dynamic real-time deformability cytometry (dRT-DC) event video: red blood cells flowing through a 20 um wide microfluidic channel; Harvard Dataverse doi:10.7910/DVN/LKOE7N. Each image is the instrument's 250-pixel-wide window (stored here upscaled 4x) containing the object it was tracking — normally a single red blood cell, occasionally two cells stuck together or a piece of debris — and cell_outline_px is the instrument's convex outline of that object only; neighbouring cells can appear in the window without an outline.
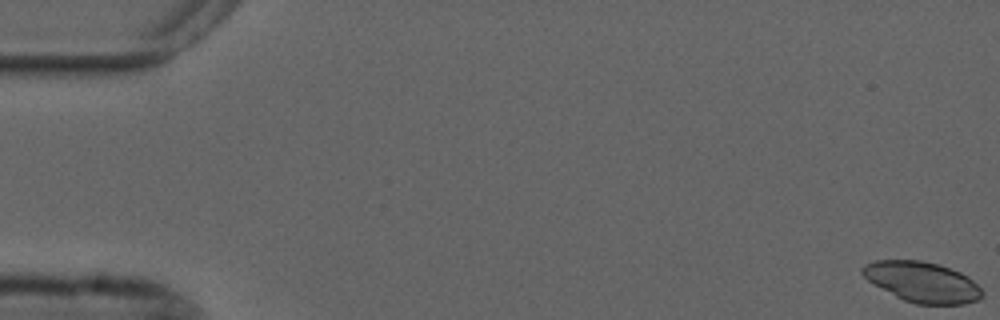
{"species": "common noctule bat (a hibernating species)", "species_latin": "Nyctalus noctula", "temperature_condition": "cold", "stored_images_in_passage": 56, "camera_frame_rate_fps": 3000, "um_per_image_px": 0.085, "animal": {"sex": "male", "forearm_length_mm": 52.5}, "frame": {"image": 1, "passage_image": 1, "time_ms": 0.0, "image_size_px": [1000, 320], "cell_outline_px": [[984, 292], [976, 300], [964, 304], [916, 304], [904, 300], [896, 296], [868, 280], [860, 272], [860, 268], [864, 264], [876, 260], [920, 260], [940, 264], [960, 272], [968, 276]], "centroid_in_image_um": [78.37, 23.95], "position_along_channel_um": 6.6, "area_um2": 28.03}}